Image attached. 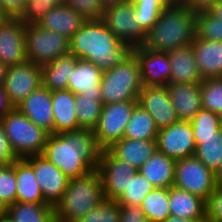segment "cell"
Masks as SVG:
<instances>
[{"label":"cell","mask_w":222,"mask_h":222,"mask_svg":"<svg viewBox=\"0 0 222 222\" xmlns=\"http://www.w3.org/2000/svg\"><path fill=\"white\" fill-rule=\"evenodd\" d=\"M120 205L117 200L104 199L78 222H120Z\"/></svg>","instance_id":"cell-40"},{"label":"cell","mask_w":222,"mask_h":222,"mask_svg":"<svg viewBox=\"0 0 222 222\" xmlns=\"http://www.w3.org/2000/svg\"><path fill=\"white\" fill-rule=\"evenodd\" d=\"M33 167L44 200L53 207L62 199L69 178L43 155L25 158Z\"/></svg>","instance_id":"cell-15"},{"label":"cell","mask_w":222,"mask_h":222,"mask_svg":"<svg viewBox=\"0 0 222 222\" xmlns=\"http://www.w3.org/2000/svg\"><path fill=\"white\" fill-rule=\"evenodd\" d=\"M103 71L85 59H78L76 67L69 76L67 89L74 94L102 97L101 79Z\"/></svg>","instance_id":"cell-21"},{"label":"cell","mask_w":222,"mask_h":222,"mask_svg":"<svg viewBox=\"0 0 222 222\" xmlns=\"http://www.w3.org/2000/svg\"><path fill=\"white\" fill-rule=\"evenodd\" d=\"M137 100L103 104L101 115L93 129L98 145L102 149L109 148L114 142L121 140Z\"/></svg>","instance_id":"cell-10"},{"label":"cell","mask_w":222,"mask_h":222,"mask_svg":"<svg viewBox=\"0 0 222 222\" xmlns=\"http://www.w3.org/2000/svg\"><path fill=\"white\" fill-rule=\"evenodd\" d=\"M0 222H13L12 219L7 215L0 216Z\"/></svg>","instance_id":"cell-57"},{"label":"cell","mask_w":222,"mask_h":222,"mask_svg":"<svg viewBox=\"0 0 222 222\" xmlns=\"http://www.w3.org/2000/svg\"><path fill=\"white\" fill-rule=\"evenodd\" d=\"M140 64L143 86H166L170 82L171 63L167 52L142 46L132 48Z\"/></svg>","instance_id":"cell-17"},{"label":"cell","mask_w":222,"mask_h":222,"mask_svg":"<svg viewBox=\"0 0 222 222\" xmlns=\"http://www.w3.org/2000/svg\"><path fill=\"white\" fill-rule=\"evenodd\" d=\"M135 17L140 26L148 32L157 22L162 10L166 8L161 0H131Z\"/></svg>","instance_id":"cell-37"},{"label":"cell","mask_w":222,"mask_h":222,"mask_svg":"<svg viewBox=\"0 0 222 222\" xmlns=\"http://www.w3.org/2000/svg\"><path fill=\"white\" fill-rule=\"evenodd\" d=\"M16 174V201L25 203H47L36 180L32 165L25 159L13 163Z\"/></svg>","instance_id":"cell-28"},{"label":"cell","mask_w":222,"mask_h":222,"mask_svg":"<svg viewBox=\"0 0 222 222\" xmlns=\"http://www.w3.org/2000/svg\"><path fill=\"white\" fill-rule=\"evenodd\" d=\"M101 3L106 7L107 5H112V4H118V3H125L128 0H100Z\"/></svg>","instance_id":"cell-54"},{"label":"cell","mask_w":222,"mask_h":222,"mask_svg":"<svg viewBox=\"0 0 222 222\" xmlns=\"http://www.w3.org/2000/svg\"><path fill=\"white\" fill-rule=\"evenodd\" d=\"M63 4L75 9L86 20H100L105 8L100 0H64Z\"/></svg>","instance_id":"cell-43"},{"label":"cell","mask_w":222,"mask_h":222,"mask_svg":"<svg viewBox=\"0 0 222 222\" xmlns=\"http://www.w3.org/2000/svg\"><path fill=\"white\" fill-rule=\"evenodd\" d=\"M169 97L180 121H191L202 109L201 82L166 85Z\"/></svg>","instance_id":"cell-19"},{"label":"cell","mask_w":222,"mask_h":222,"mask_svg":"<svg viewBox=\"0 0 222 222\" xmlns=\"http://www.w3.org/2000/svg\"><path fill=\"white\" fill-rule=\"evenodd\" d=\"M15 107L10 101L4 87H0V121L1 119Z\"/></svg>","instance_id":"cell-48"},{"label":"cell","mask_w":222,"mask_h":222,"mask_svg":"<svg viewBox=\"0 0 222 222\" xmlns=\"http://www.w3.org/2000/svg\"><path fill=\"white\" fill-rule=\"evenodd\" d=\"M196 36L205 40L222 42V23L208 10L197 11Z\"/></svg>","instance_id":"cell-38"},{"label":"cell","mask_w":222,"mask_h":222,"mask_svg":"<svg viewBox=\"0 0 222 222\" xmlns=\"http://www.w3.org/2000/svg\"><path fill=\"white\" fill-rule=\"evenodd\" d=\"M208 11L222 23V0H218Z\"/></svg>","instance_id":"cell-50"},{"label":"cell","mask_w":222,"mask_h":222,"mask_svg":"<svg viewBox=\"0 0 222 222\" xmlns=\"http://www.w3.org/2000/svg\"><path fill=\"white\" fill-rule=\"evenodd\" d=\"M158 130L152 116L137 104L126 125L123 138L157 140Z\"/></svg>","instance_id":"cell-31"},{"label":"cell","mask_w":222,"mask_h":222,"mask_svg":"<svg viewBox=\"0 0 222 222\" xmlns=\"http://www.w3.org/2000/svg\"><path fill=\"white\" fill-rule=\"evenodd\" d=\"M217 185L216 174L195 155L176 160L173 184L176 188L198 195L207 202Z\"/></svg>","instance_id":"cell-8"},{"label":"cell","mask_w":222,"mask_h":222,"mask_svg":"<svg viewBox=\"0 0 222 222\" xmlns=\"http://www.w3.org/2000/svg\"><path fill=\"white\" fill-rule=\"evenodd\" d=\"M218 0H185L184 4L188 5L195 11L208 10Z\"/></svg>","instance_id":"cell-49"},{"label":"cell","mask_w":222,"mask_h":222,"mask_svg":"<svg viewBox=\"0 0 222 222\" xmlns=\"http://www.w3.org/2000/svg\"><path fill=\"white\" fill-rule=\"evenodd\" d=\"M102 148L91 129L49 134L42 155L69 179L98 170Z\"/></svg>","instance_id":"cell-1"},{"label":"cell","mask_w":222,"mask_h":222,"mask_svg":"<svg viewBox=\"0 0 222 222\" xmlns=\"http://www.w3.org/2000/svg\"><path fill=\"white\" fill-rule=\"evenodd\" d=\"M206 222H222V183H218L206 202Z\"/></svg>","instance_id":"cell-44"},{"label":"cell","mask_w":222,"mask_h":222,"mask_svg":"<svg viewBox=\"0 0 222 222\" xmlns=\"http://www.w3.org/2000/svg\"><path fill=\"white\" fill-rule=\"evenodd\" d=\"M163 222H206V221H192L188 219H183L176 216H169L165 221Z\"/></svg>","instance_id":"cell-53"},{"label":"cell","mask_w":222,"mask_h":222,"mask_svg":"<svg viewBox=\"0 0 222 222\" xmlns=\"http://www.w3.org/2000/svg\"><path fill=\"white\" fill-rule=\"evenodd\" d=\"M137 102L152 116L158 129L180 121L166 86H143Z\"/></svg>","instance_id":"cell-16"},{"label":"cell","mask_w":222,"mask_h":222,"mask_svg":"<svg viewBox=\"0 0 222 222\" xmlns=\"http://www.w3.org/2000/svg\"><path fill=\"white\" fill-rule=\"evenodd\" d=\"M104 199L102 178L98 170L69 179L62 199L54 206L56 222H78Z\"/></svg>","instance_id":"cell-4"},{"label":"cell","mask_w":222,"mask_h":222,"mask_svg":"<svg viewBox=\"0 0 222 222\" xmlns=\"http://www.w3.org/2000/svg\"><path fill=\"white\" fill-rule=\"evenodd\" d=\"M102 97L75 95V113L79 129L93 130L99 120L102 110Z\"/></svg>","instance_id":"cell-34"},{"label":"cell","mask_w":222,"mask_h":222,"mask_svg":"<svg viewBox=\"0 0 222 222\" xmlns=\"http://www.w3.org/2000/svg\"><path fill=\"white\" fill-rule=\"evenodd\" d=\"M100 85L102 104L138 100L143 84L135 54L131 52L117 66L103 71Z\"/></svg>","instance_id":"cell-5"},{"label":"cell","mask_w":222,"mask_h":222,"mask_svg":"<svg viewBox=\"0 0 222 222\" xmlns=\"http://www.w3.org/2000/svg\"><path fill=\"white\" fill-rule=\"evenodd\" d=\"M166 7H175L184 4L185 0H161Z\"/></svg>","instance_id":"cell-52"},{"label":"cell","mask_w":222,"mask_h":222,"mask_svg":"<svg viewBox=\"0 0 222 222\" xmlns=\"http://www.w3.org/2000/svg\"><path fill=\"white\" fill-rule=\"evenodd\" d=\"M0 61L8 67L27 61L26 25L19 17H6L0 24Z\"/></svg>","instance_id":"cell-14"},{"label":"cell","mask_w":222,"mask_h":222,"mask_svg":"<svg viewBox=\"0 0 222 222\" xmlns=\"http://www.w3.org/2000/svg\"><path fill=\"white\" fill-rule=\"evenodd\" d=\"M16 184L13 164L0 166V200L6 207L16 202Z\"/></svg>","instance_id":"cell-42"},{"label":"cell","mask_w":222,"mask_h":222,"mask_svg":"<svg viewBox=\"0 0 222 222\" xmlns=\"http://www.w3.org/2000/svg\"><path fill=\"white\" fill-rule=\"evenodd\" d=\"M175 165L174 158L157 149L139 171L155 188H169L174 184Z\"/></svg>","instance_id":"cell-27"},{"label":"cell","mask_w":222,"mask_h":222,"mask_svg":"<svg viewBox=\"0 0 222 222\" xmlns=\"http://www.w3.org/2000/svg\"><path fill=\"white\" fill-rule=\"evenodd\" d=\"M191 45L201 78L222 77V42L196 36Z\"/></svg>","instance_id":"cell-20"},{"label":"cell","mask_w":222,"mask_h":222,"mask_svg":"<svg viewBox=\"0 0 222 222\" xmlns=\"http://www.w3.org/2000/svg\"><path fill=\"white\" fill-rule=\"evenodd\" d=\"M8 66L0 61V87L4 86Z\"/></svg>","instance_id":"cell-51"},{"label":"cell","mask_w":222,"mask_h":222,"mask_svg":"<svg viewBox=\"0 0 222 222\" xmlns=\"http://www.w3.org/2000/svg\"><path fill=\"white\" fill-rule=\"evenodd\" d=\"M215 174H216L217 182L222 183V161H221L219 170Z\"/></svg>","instance_id":"cell-55"},{"label":"cell","mask_w":222,"mask_h":222,"mask_svg":"<svg viewBox=\"0 0 222 222\" xmlns=\"http://www.w3.org/2000/svg\"><path fill=\"white\" fill-rule=\"evenodd\" d=\"M157 149L175 160L193 156L196 143L190 121H179L159 129Z\"/></svg>","instance_id":"cell-13"},{"label":"cell","mask_w":222,"mask_h":222,"mask_svg":"<svg viewBox=\"0 0 222 222\" xmlns=\"http://www.w3.org/2000/svg\"><path fill=\"white\" fill-rule=\"evenodd\" d=\"M120 222H150L140 206L120 205Z\"/></svg>","instance_id":"cell-46"},{"label":"cell","mask_w":222,"mask_h":222,"mask_svg":"<svg viewBox=\"0 0 222 222\" xmlns=\"http://www.w3.org/2000/svg\"><path fill=\"white\" fill-rule=\"evenodd\" d=\"M171 63L170 82L172 84H190L202 82L197 69L192 45L176 48L167 52Z\"/></svg>","instance_id":"cell-24"},{"label":"cell","mask_w":222,"mask_h":222,"mask_svg":"<svg viewBox=\"0 0 222 222\" xmlns=\"http://www.w3.org/2000/svg\"><path fill=\"white\" fill-rule=\"evenodd\" d=\"M70 54V39L38 24L26 25L27 61L40 66Z\"/></svg>","instance_id":"cell-7"},{"label":"cell","mask_w":222,"mask_h":222,"mask_svg":"<svg viewBox=\"0 0 222 222\" xmlns=\"http://www.w3.org/2000/svg\"><path fill=\"white\" fill-rule=\"evenodd\" d=\"M13 222H56L55 208L48 203L15 202L6 213Z\"/></svg>","instance_id":"cell-30"},{"label":"cell","mask_w":222,"mask_h":222,"mask_svg":"<svg viewBox=\"0 0 222 222\" xmlns=\"http://www.w3.org/2000/svg\"><path fill=\"white\" fill-rule=\"evenodd\" d=\"M86 21L75 9L61 4L49 12L38 22V25L59 34H63L67 38H71Z\"/></svg>","instance_id":"cell-26"},{"label":"cell","mask_w":222,"mask_h":222,"mask_svg":"<svg viewBox=\"0 0 222 222\" xmlns=\"http://www.w3.org/2000/svg\"><path fill=\"white\" fill-rule=\"evenodd\" d=\"M197 11L188 5L166 7L147 32L145 48L168 52L189 46L196 37Z\"/></svg>","instance_id":"cell-3"},{"label":"cell","mask_w":222,"mask_h":222,"mask_svg":"<svg viewBox=\"0 0 222 222\" xmlns=\"http://www.w3.org/2000/svg\"><path fill=\"white\" fill-rule=\"evenodd\" d=\"M63 3L64 0H27L20 21L25 25L38 24L46 12Z\"/></svg>","instance_id":"cell-41"},{"label":"cell","mask_w":222,"mask_h":222,"mask_svg":"<svg viewBox=\"0 0 222 222\" xmlns=\"http://www.w3.org/2000/svg\"><path fill=\"white\" fill-rule=\"evenodd\" d=\"M116 158L139 170L157 150V140L122 138L107 148Z\"/></svg>","instance_id":"cell-25"},{"label":"cell","mask_w":222,"mask_h":222,"mask_svg":"<svg viewBox=\"0 0 222 222\" xmlns=\"http://www.w3.org/2000/svg\"><path fill=\"white\" fill-rule=\"evenodd\" d=\"M7 213V207L4 203L0 200V216H3Z\"/></svg>","instance_id":"cell-56"},{"label":"cell","mask_w":222,"mask_h":222,"mask_svg":"<svg viewBox=\"0 0 222 222\" xmlns=\"http://www.w3.org/2000/svg\"><path fill=\"white\" fill-rule=\"evenodd\" d=\"M170 216L192 221H206V201L198 195L169 187Z\"/></svg>","instance_id":"cell-22"},{"label":"cell","mask_w":222,"mask_h":222,"mask_svg":"<svg viewBox=\"0 0 222 222\" xmlns=\"http://www.w3.org/2000/svg\"><path fill=\"white\" fill-rule=\"evenodd\" d=\"M150 222H163L170 216L169 188H154L139 205Z\"/></svg>","instance_id":"cell-33"},{"label":"cell","mask_w":222,"mask_h":222,"mask_svg":"<svg viewBox=\"0 0 222 222\" xmlns=\"http://www.w3.org/2000/svg\"><path fill=\"white\" fill-rule=\"evenodd\" d=\"M201 105L222 117V77L203 79L201 82Z\"/></svg>","instance_id":"cell-35"},{"label":"cell","mask_w":222,"mask_h":222,"mask_svg":"<svg viewBox=\"0 0 222 222\" xmlns=\"http://www.w3.org/2000/svg\"><path fill=\"white\" fill-rule=\"evenodd\" d=\"M137 171L126 162L116 158L108 149H102L98 172L102 178L104 198L118 200Z\"/></svg>","instance_id":"cell-11"},{"label":"cell","mask_w":222,"mask_h":222,"mask_svg":"<svg viewBox=\"0 0 222 222\" xmlns=\"http://www.w3.org/2000/svg\"><path fill=\"white\" fill-rule=\"evenodd\" d=\"M27 0H0L1 10L7 17H20Z\"/></svg>","instance_id":"cell-47"},{"label":"cell","mask_w":222,"mask_h":222,"mask_svg":"<svg viewBox=\"0 0 222 222\" xmlns=\"http://www.w3.org/2000/svg\"><path fill=\"white\" fill-rule=\"evenodd\" d=\"M134 17V5L131 0H128L125 3L107 5L100 20L121 41L133 48L142 46L147 38V32Z\"/></svg>","instance_id":"cell-9"},{"label":"cell","mask_w":222,"mask_h":222,"mask_svg":"<svg viewBox=\"0 0 222 222\" xmlns=\"http://www.w3.org/2000/svg\"><path fill=\"white\" fill-rule=\"evenodd\" d=\"M154 188L155 187L138 170L135 175L131 177L128 188H126V191L117 202L121 206H139L147 194Z\"/></svg>","instance_id":"cell-36"},{"label":"cell","mask_w":222,"mask_h":222,"mask_svg":"<svg viewBox=\"0 0 222 222\" xmlns=\"http://www.w3.org/2000/svg\"><path fill=\"white\" fill-rule=\"evenodd\" d=\"M196 143L195 156L210 170L216 173L222 161V126L216 135L194 137Z\"/></svg>","instance_id":"cell-32"},{"label":"cell","mask_w":222,"mask_h":222,"mask_svg":"<svg viewBox=\"0 0 222 222\" xmlns=\"http://www.w3.org/2000/svg\"><path fill=\"white\" fill-rule=\"evenodd\" d=\"M75 95L68 89L51 91L54 134L79 129L75 113Z\"/></svg>","instance_id":"cell-23"},{"label":"cell","mask_w":222,"mask_h":222,"mask_svg":"<svg viewBox=\"0 0 222 222\" xmlns=\"http://www.w3.org/2000/svg\"><path fill=\"white\" fill-rule=\"evenodd\" d=\"M132 52L101 20H86L70 38V53L106 71Z\"/></svg>","instance_id":"cell-2"},{"label":"cell","mask_w":222,"mask_h":222,"mask_svg":"<svg viewBox=\"0 0 222 222\" xmlns=\"http://www.w3.org/2000/svg\"><path fill=\"white\" fill-rule=\"evenodd\" d=\"M42 85V67L26 61L23 64L8 67L3 87L14 107H17Z\"/></svg>","instance_id":"cell-12"},{"label":"cell","mask_w":222,"mask_h":222,"mask_svg":"<svg viewBox=\"0 0 222 222\" xmlns=\"http://www.w3.org/2000/svg\"><path fill=\"white\" fill-rule=\"evenodd\" d=\"M1 122L10 146L18 159L42 155L49 133L34 124L17 107Z\"/></svg>","instance_id":"cell-6"},{"label":"cell","mask_w":222,"mask_h":222,"mask_svg":"<svg viewBox=\"0 0 222 222\" xmlns=\"http://www.w3.org/2000/svg\"><path fill=\"white\" fill-rule=\"evenodd\" d=\"M77 60L78 58L70 53L42 65L43 86L50 91L67 89L69 76L76 67Z\"/></svg>","instance_id":"cell-29"},{"label":"cell","mask_w":222,"mask_h":222,"mask_svg":"<svg viewBox=\"0 0 222 222\" xmlns=\"http://www.w3.org/2000/svg\"><path fill=\"white\" fill-rule=\"evenodd\" d=\"M194 137H208L216 135L222 126V117L210 110L201 109L190 121Z\"/></svg>","instance_id":"cell-39"},{"label":"cell","mask_w":222,"mask_h":222,"mask_svg":"<svg viewBox=\"0 0 222 222\" xmlns=\"http://www.w3.org/2000/svg\"><path fill=\"white\" fill-rule=\"evenodd\" d=\"M17 108L38 127L54 133L51 91L43 85L25 98Z\"/></svg>","instance_id":"cell-18"},{"label":"cell","mask_w":222,"mask_h":222,"mask_svg":"<svg viewBox=\"0 0 222 222\" xmlns=\"http://www.w3.org/2000/svg\"><path fill=\"white\" fill-rule=\"evenodd\" d=\"M7 16L2 12V10L0 9V24L5 20Z\"/></svg>","instance_id":"cell-58"},{"label":"cell","mask_w":222,"mask_h":222,"mask_svg":"<svg viewBox=\"0 0 222 222\" xmlns=\"http://www.w3.org/2000/svg\"><path fill=\"white\" fill-rule=\"evenodd\" d=\"M17 159L18 158L12 150L9 140L5 134L3 124L0 121V166L13 164Z\"/></svg>","instance_id":"cell-45"}]
</instances>
